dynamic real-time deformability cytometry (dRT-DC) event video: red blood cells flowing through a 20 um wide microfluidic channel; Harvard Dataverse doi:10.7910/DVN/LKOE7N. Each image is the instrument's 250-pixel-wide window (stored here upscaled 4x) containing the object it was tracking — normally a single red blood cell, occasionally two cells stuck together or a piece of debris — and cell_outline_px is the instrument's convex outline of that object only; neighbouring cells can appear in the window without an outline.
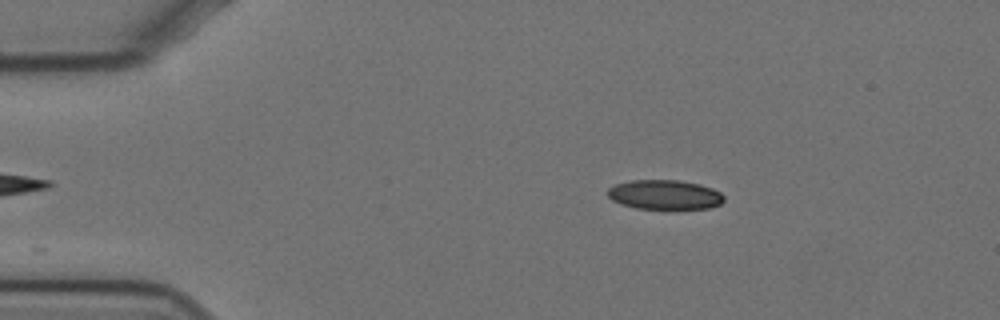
{"species": "Egyptian fruit bat (a non-hibernating species)", "species_latin": "Rousettus aegyptiacus", "temperature_condition": "cold", "stored_images_in_passage": 26, "camera_frame_rate_fps": 3000, "um_per_image_px": 0.085, "animal": {"sex": "female"}, "frame": {"image": 1, "passage_image": 3, "time_ms": 0.667, "image_size_px": [1000, 320], "cell_outline_px": [[724, 200], [720, 204], [708, 208], [636, 208], [620, 204], [612, 200], [608, 196], [608, 188], [616, 184], [628, 180], [680, 180], [700, 184], [712, 188], [720, 192], [724, 196]], "centroid_in_image_um": [56.49, 16.53], "position_along_channel_um": 28.5, "area_um2": 19.94}}
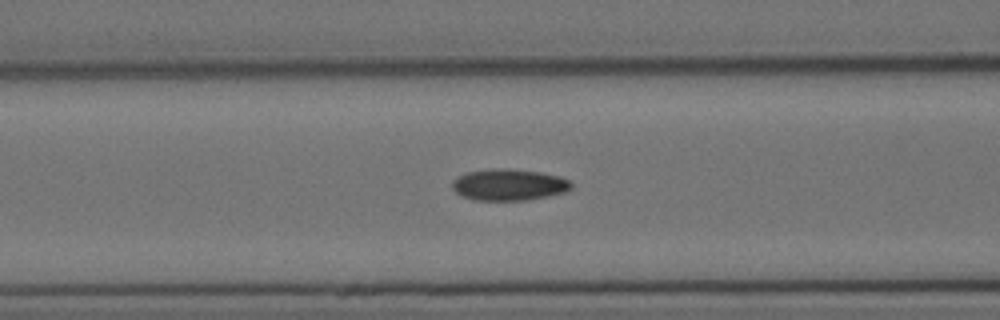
{"frame": {"image": 2, "passage_image": 16, "time_ms": 5.0, "image_size_px": [1000, 320], "cell_outline_px": [[572, 188], [568, 192], [528, 200], [472, 200], [460, 196], [452, 188], [452, 180], [456, 176], [468, 172], [496, 168], [508, 168], [540, 172], [560, 176], [568, 180], [572, 184]], "centroid_in_image_um": [43.25, 15.71], "position_along_channel_um": 123.3, "area_um2": 22.14}}
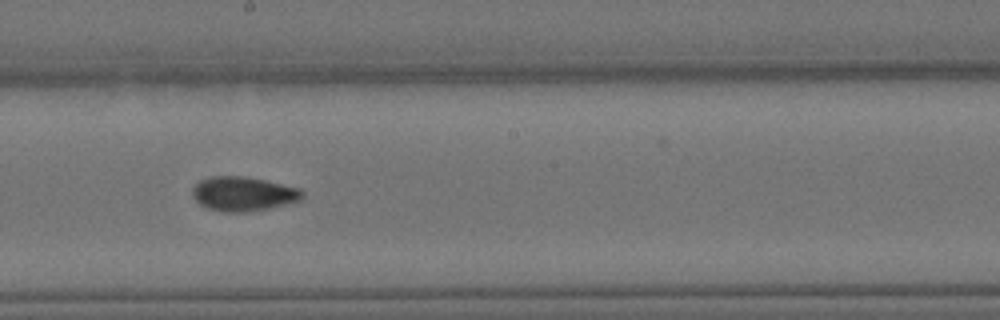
{"frame": {"image": 3, "passage_image": 25, "time_ms": 8.0, "image_size_px": [1000, 320], "cell_outline_px": [[304, 196], [300, 200], [268, 208], [248, 212], [220, 212], [208, 208], [200, 204], [192, 196], [192, 188], [200, 180], [212, 176], [244, 176], [264, 180], [300, 188], [304, 192]], "centroid_in_image_um": [20.66, 16.48], "position_along_channel_um": 227.5, "area_um2": 21.96}}